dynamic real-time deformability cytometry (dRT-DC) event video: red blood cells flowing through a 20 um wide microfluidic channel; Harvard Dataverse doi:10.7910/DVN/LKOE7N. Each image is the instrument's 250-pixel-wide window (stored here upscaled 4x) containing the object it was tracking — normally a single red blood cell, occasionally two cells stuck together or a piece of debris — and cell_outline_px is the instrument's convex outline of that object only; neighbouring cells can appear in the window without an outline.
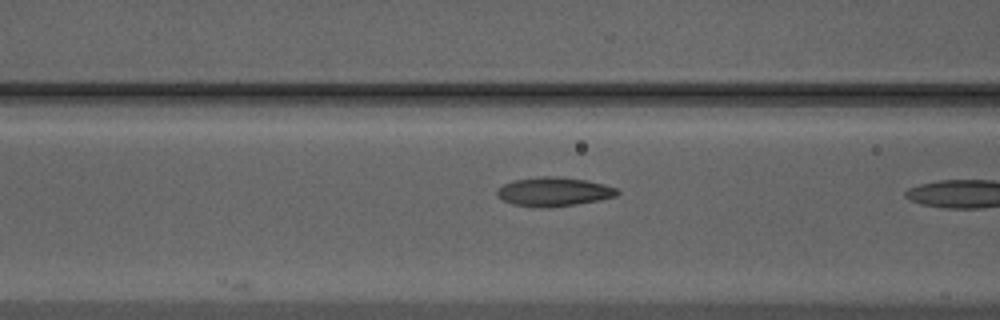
{"species": "Egyptian fruit bat (a non-hibernating species)", "species_latin": "Rousettus aegyptiacus", "temperature_condition": "warm", "stored_images_in_passage": 6, "camera_frame_rate_fps": 3000, "um_per_image_px": 0.085, "animal": {"sex": "male"}, "frame": {"image": 1, "passage_image": 5, "time_ms": 1.333, "image_size_px": [1000, 320], "cell_outline_px": [[620, 192], [616, 196], [600, 200], [576, 204], [548, 208], [540, 208], [512, 204], [504, 200], [496, 192], [504, 184], [512, 180], [544, 176], [556, 176], [588, 180], [604, 184], [616, 188]], "centroid_in_image_um": [47.11, 16.3], "position_along_channel_um": 119.5, "area_um2": 20.29}}